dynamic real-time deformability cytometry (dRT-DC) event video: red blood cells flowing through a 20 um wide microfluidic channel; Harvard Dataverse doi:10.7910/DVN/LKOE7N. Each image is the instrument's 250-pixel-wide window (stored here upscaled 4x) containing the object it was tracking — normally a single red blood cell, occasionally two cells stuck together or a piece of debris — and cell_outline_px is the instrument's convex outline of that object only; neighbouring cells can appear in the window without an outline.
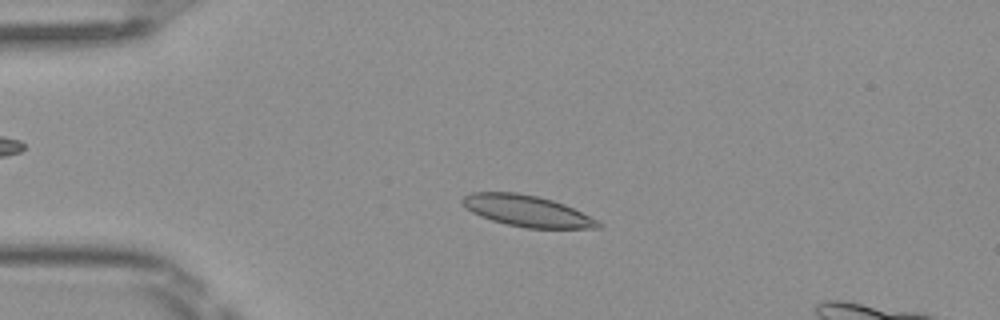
{"species": "Egyptian fruit bat (a non-hibernating species)", "species_latin": "Rousettus aegyptiacus", "temperature_condition": "room temperature", "stored_images_in_passage": 49, "camera_frame_rate_fps": 3000, "um_per_image_px": 0.085, "frame": {"image": 1, "passage_image": 11, "time_ms": 3.333, "image_size_px": [1000, 320], "cell_outline_px": [[600, 228], [528, 228], [508, 224], [492, 220], [480, 216], [464, 208], [460, 204], [460, 200], [468, 192], [516, 192], [536, 196], [552, 200], [564, 204], [600, 220]], "centroid_in_image_um": [44.76, 17.92], "position_along_channel_um": 40.2, "area_um2": 24.8}}
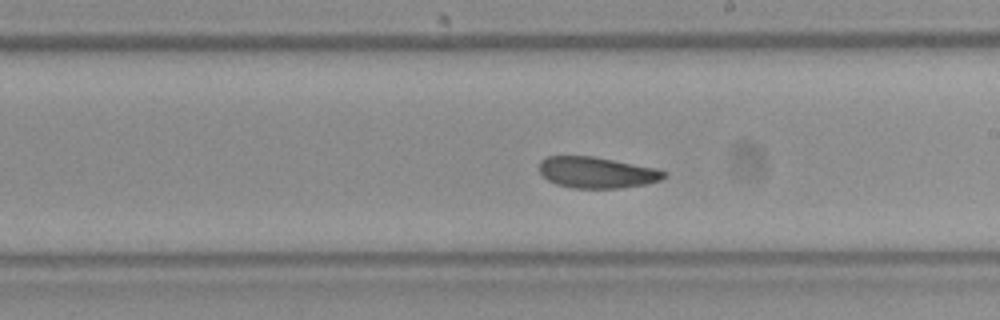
{"frame": {"image": 2, "passage_image": 28, "time_ms": 9.0, "image_size_px": [1000, 320], "cell_outline_px": [[668, 176], [660, 180], [648, 184], [620, 188], [572, 188], [556, 184], [548, 180], [540, 172], [540, 160], [548, 156], [592, 156], [656, 168], [668, 172]], "centroid_in_image_um": [50.76, 14.67], "position_along_channel_um": 238.2, "area_um2": 22.72}}
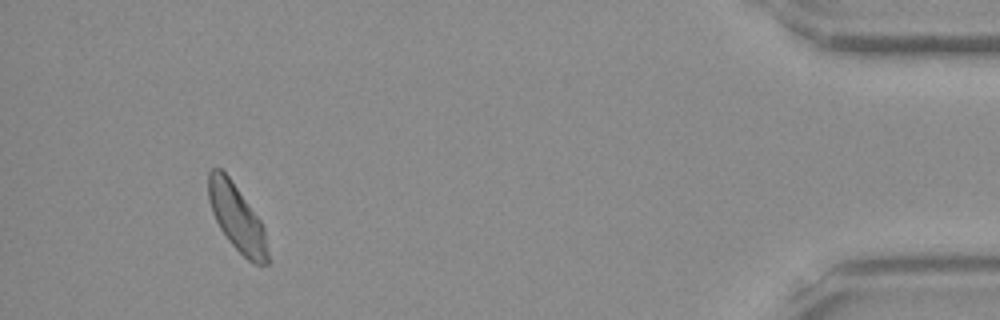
{"frame": {"image": 3, "passage_image": 46, "time_ms": 15.0, "image_size_px": [1000, 320], "cell_outline_px": [[268, 264], [256, 264], [248, 260], [228, 240], [220, 228], [212, 212], [208, 196], [208, 172], [212, 168], [220, 168], [228, 176], [260, 220], [264, 228], [268, 252]], "centroid_in_image_um": [20.12, 18.51], "position_along_channel_um": 415.1, "area_um2": 22.54}, "authors_computed_cell_mechanics": {"area_um2": 23.5824, "velocity_mm_per_s": 4.0347, "shape_relaxation_time_tau1_ms": null, "shape_relaxation_time_tau2_ms": 7.5831, "deformation_change_tau1": null, "deformation_change_tau2": 0.1407}}